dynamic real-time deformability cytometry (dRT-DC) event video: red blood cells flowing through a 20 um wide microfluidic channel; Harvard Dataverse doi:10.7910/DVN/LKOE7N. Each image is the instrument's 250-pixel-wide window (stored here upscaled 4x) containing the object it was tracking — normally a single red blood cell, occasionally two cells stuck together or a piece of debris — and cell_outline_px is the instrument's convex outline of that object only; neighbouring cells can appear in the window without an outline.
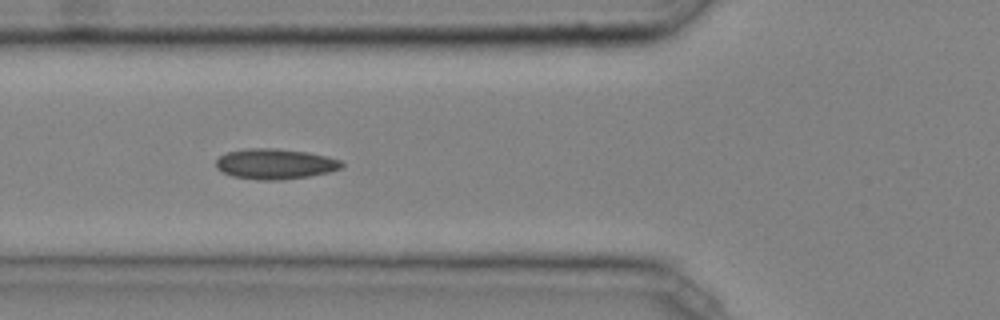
{"species": "common noctule bat (a hibernating species)", "species_latin": "Nyctalus noctula", "temperature_condition": "cold", "stored_images_in_passage": 35, "camera_frame_rate_fps": 3000, "um_per_image_px": 0.085, "animal": {"sex": "male", "body_mass_g": 20.4}, "frame": {"image": 1, "passage_image": 6, "time_ms": 1.667, "image_size_px": [1000, 320], "cell_outline_px": [[344, 168], [328, 172], [308, 176], [280, 180], [260, 180], [232, 176], [216, 168], [216, 160], [220, 156], [228, 152], [248, 148], [276, 148], [308, 152], [328, 156], [340, 160], [344, 164]], "centroid_in_image_um": [23.41, 13.93], "position_along_channel_um": 102.4, "area_um2": 22.31}, "authors_computed_cell_mechanics": {"area_um2": 20.2878, "velocity_mm_per_s": 4.0587, "shape_relaxation_time_tau1_ms": null, "shape_relaxation_time_tau2_ms": 5.0847, "deformation_change_tau1": null, "deformation_change_tau2": 0.1118}}